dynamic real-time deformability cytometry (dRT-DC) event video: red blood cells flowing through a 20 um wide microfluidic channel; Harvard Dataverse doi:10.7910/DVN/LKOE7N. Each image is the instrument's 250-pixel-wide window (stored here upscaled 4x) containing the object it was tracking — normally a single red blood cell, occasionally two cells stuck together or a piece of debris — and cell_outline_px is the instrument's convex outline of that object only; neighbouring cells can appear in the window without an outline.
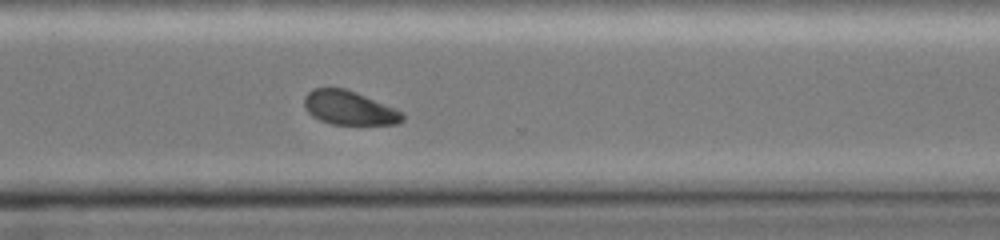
{"species": "common noctule bat (a hibernating species)", "species_latin": "Nyctalus noctula", "temperature_condition": "cold", "stored_images_in_passage": 30, "camera_frame_rate_fps": 3000, "um_per_image_px": 0.085, "animal": {"sex": "female", "body_mass_g": 19.0, "forearm_length_mm": 51.5}, "frame": {"image": 1, "passage_image": 30, "time_ms": 9.667, "image_size_px": [1000, 240], "cell_outline_px": [[404, 120], [396, 124], [332, 124], [320, 120], [312, 116], [308, 112], [304, 104], [304, 96], [312, 88], [344, 88], [356, 92], [392, 108], [400, 112], [404, 116]], "centroid_in_image_um": [29.62, 9.17], "position_along_channel_um": 341.0, "area_um2": 19.07}}